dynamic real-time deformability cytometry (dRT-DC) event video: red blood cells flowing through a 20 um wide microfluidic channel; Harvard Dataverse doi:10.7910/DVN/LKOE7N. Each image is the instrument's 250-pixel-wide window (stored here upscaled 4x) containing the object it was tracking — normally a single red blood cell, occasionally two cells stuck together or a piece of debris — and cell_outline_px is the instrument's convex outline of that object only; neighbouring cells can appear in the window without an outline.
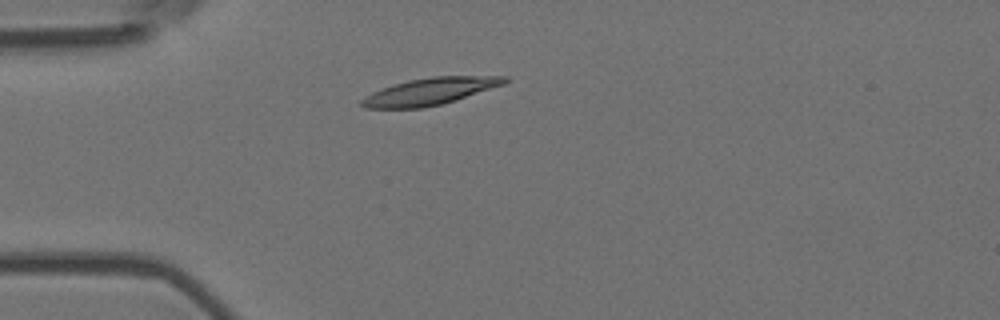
{"species": "Egyptian fruit bat (a non-hibernating species)", "species_latin": "Rousettus aegyptiacus", "temperature_condition": "room temperature", "stored_images_in_passage": 4, "camera_frame_rate_fps": 3000, "um_per_image_px": 0.085, "animal": {"sex": "female"}, "frame": {"image": 1, "passage_image": 3, "time_ms": 0.667, "image_size_px": [1000, 320], "cell_outline_px": [[508, 80], [504, 84], [456, 100], [424, 108], [364, 108], [360, 104], [360, 100], [372, 92], [408, 80], [432, 76], [508, 76]], "centroid_in_image_um": [36.55, 7.77], "position_along_channel_um": 48.5, "area_um2": 22.25}}